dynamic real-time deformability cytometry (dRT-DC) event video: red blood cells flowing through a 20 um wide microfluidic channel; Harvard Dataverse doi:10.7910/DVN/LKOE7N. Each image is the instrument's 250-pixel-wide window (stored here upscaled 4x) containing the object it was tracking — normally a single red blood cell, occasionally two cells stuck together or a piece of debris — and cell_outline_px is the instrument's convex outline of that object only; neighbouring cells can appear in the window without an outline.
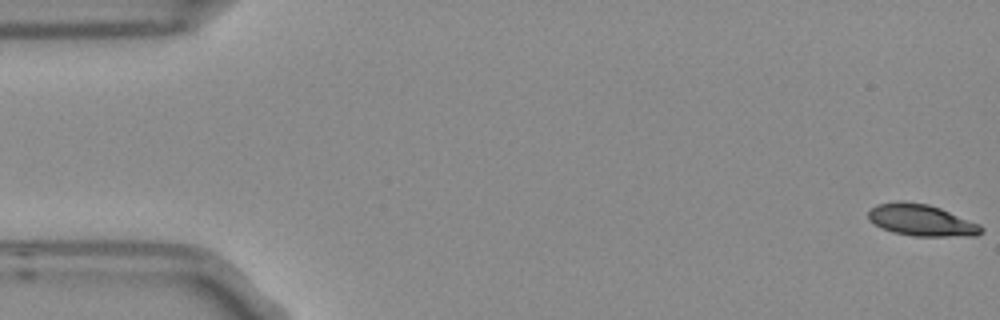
{"species": "Egyptian fruit bat (a non-hibernating species)", "species_latin": "Rousettus aegyptiacus", "temperature_condition": "room temperature", "stored_images_in_passage": 5, "camera_frame_rate_fps": 3000, "um_per_image_px": 0.085, "frame": {"image": 1, "passage_image": 1, "time_ms": 0.0, "image_size_px": [1000, 320], "cell_outline_px": [[984, 232], [976, 236], [916, 236], [892, 232], [868, 220], [868, 212], [876, 204], [896, 200], [904, 200], [928, 204], [940, 208], [980, 224], [984, 228]], "centroid_in_image_um": [78.33, 18.7], "position_along_channel_um": 6.7, "area_um2": 20.98}}
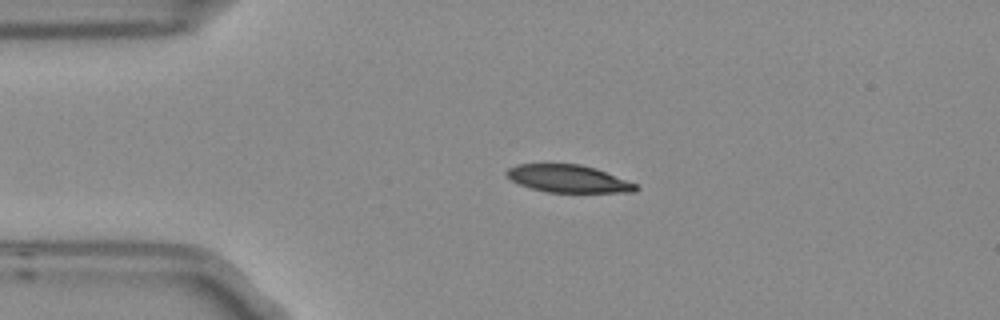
{"frame": {"image": 2, "passage_image": 4, "time_ms": 1.0, "image_size_px": [1000, 320], "cell_outline_px": [[640, 188], [636, 192], [548, 192], [532, 188], [520, 184], [504, 176], [504, 172], [508, 168], [516, 164], [580, 164], [596, 168], [636, 184]], "centroid_in_image_um": [48.28, 15.18], "position_along_channel_um": 36.7, "area_um2": 20.69}}